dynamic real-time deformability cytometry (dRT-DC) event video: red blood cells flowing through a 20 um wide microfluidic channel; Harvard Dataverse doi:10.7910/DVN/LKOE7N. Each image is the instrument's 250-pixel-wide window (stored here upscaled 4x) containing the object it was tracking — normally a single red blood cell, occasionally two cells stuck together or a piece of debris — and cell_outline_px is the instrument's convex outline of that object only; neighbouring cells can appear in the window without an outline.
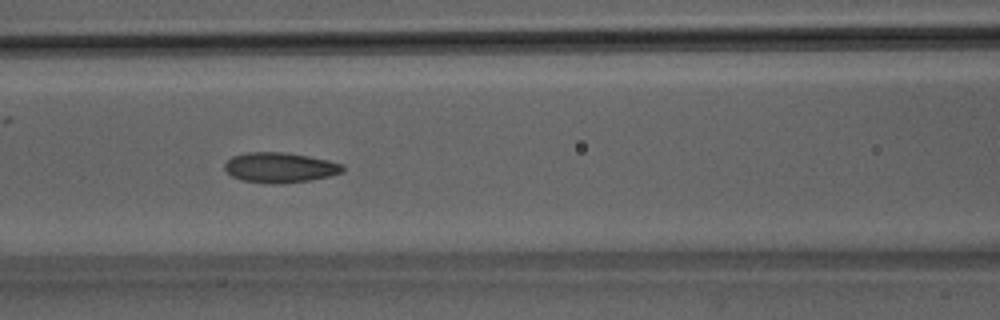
{"species": "Egyptian fruit bat (a non-hibernating species)", "species_latin": "Rousettus aegyptiacus", "temperature_condition": "room temperature", "stored_images_in_passage": 50, "camera_frame_rate_fps": 3000, "um_per_image_px": 0.085, "animal": {"sex": "male"}, "frame": {"image": 1, "passage_image": 22, "time_ms": 7.0, "image_size_px": [1000, 320], "cell_outline_px": [[344, 172], [328, 176], [308, 180], [280, 184], [272, 184], [244, 180], [232, 176], [224, 168], [224, 164], [232, 156], [244, 152], [284, 152], [308, 156], [328, 160], [344, 164]], "centroid_in_image_um": [23.8, 14.23], "position_along_channel_um": 142.8, "area_um2": 20.69}}
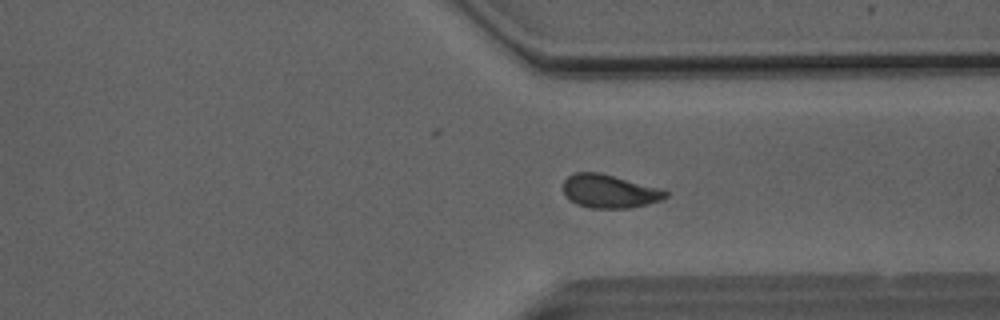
{"frame": {"image": 2, "passage_image": 38, "time_ms": 12.333, "image_size_px": [1000, 320], "cell_outline_px": [[668, 196], [660, 200], [648, 204], [632, 208], [588, 208], [576, 204], [568, 200], [564, 192], [564, 180], [568, 176], [576, 172], [600, 172], [664, 188], [668, 192]], "centroid_in_image_um": [51.83, 16.25], "position_along_channel_um": 359.6, "area_um2": 20.35}}
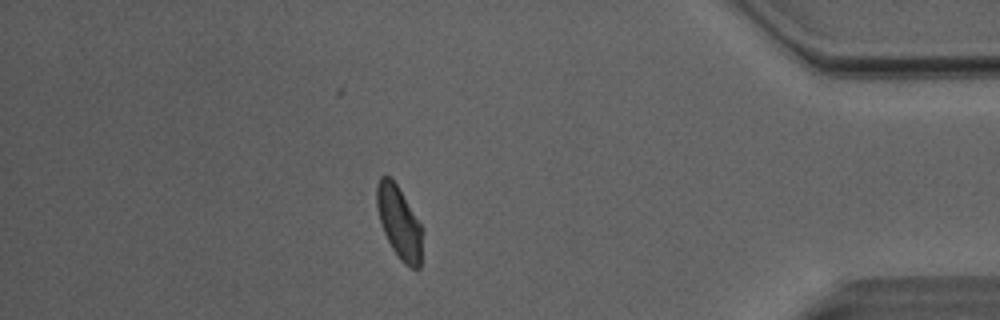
{"frame": {"image": 3, "passage_image": 44, "time_ms": 14.333, "image_size_px": [1000, 320], "cell_outline_px": [[420, 268], [416, 272], [404, 264], [400, 260], [392, 248], [384, 232], [376, 208], [376, 184], [380, 176], [388, 176], [396, 184], [420, 224]], "centroid_in_image_um": [33.88, 18.93], "position_along_channel_um": 401.3, "area_um2": 18.73}, "authors_computed_cell_mechanics": {"area_um2": 20.3745, "velocity_mm_per_s": 4.0661, "shape_relaxation_time_tau1_ms": 5.9932, "shape_relaxation_time_tau2_ms": 1.3114, "deformation_change_tau1": 0.1342, "deformation_change_tau2": 0.0734}}